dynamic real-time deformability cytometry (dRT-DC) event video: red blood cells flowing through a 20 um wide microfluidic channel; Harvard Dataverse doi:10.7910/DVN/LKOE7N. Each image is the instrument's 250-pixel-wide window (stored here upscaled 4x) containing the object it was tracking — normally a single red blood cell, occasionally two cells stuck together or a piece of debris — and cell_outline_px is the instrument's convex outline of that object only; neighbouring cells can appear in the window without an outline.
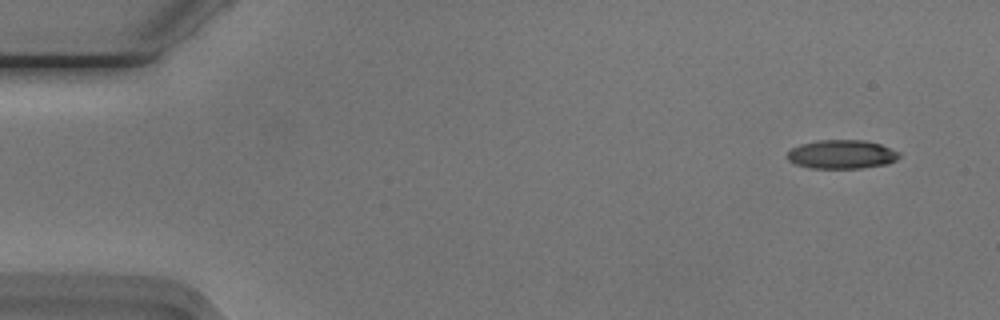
{"species": "Egyptian fruit bat (a non-hibernating species)", "species_latin": "Rousettus aegyptiacus", "temperature_condition": "cold", "stored_images_in_passage": 53, "camera_frame_rate_fps": 3000, "um_per_image_px": 0.085, "animal": {"sex": "male"}, "frame": {"image": 1, "passage_image": 3, "time_ms": 0.667, "image_size_px": [1000, 320], "cell_outline_px": [[900, 156], [896, 160], [888, 164], [860, 168], [808, 168], [796, 164], [788, 160], [784, 156], [792, 148], [800, 144], [820, 140], [864, 140], [880, 144], [900, 152]], "centroid_in_image_um": [71.53, 13.12], "position_along_channel_um": 13.5, "area_um2": 18.9}}
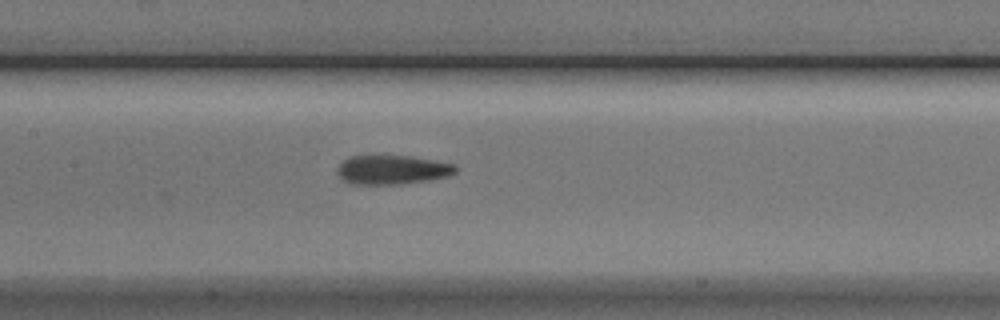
{"frame": {"image": 2, "passage_image": 25, "time_ms": 8.0, "image_size_px": [1000, 320], "cell_outline_px": [[456, 172], [448, 176], [428, 180], [400, 184], [348, 184], [336, 172], [336, 168], [344, 160], [352, 156], [408, 156], [456, 164]], "centroid_in_image_um": [33.32, 14.44], "position_along_channel_um": 174.1, "area_um2": 19.94}}
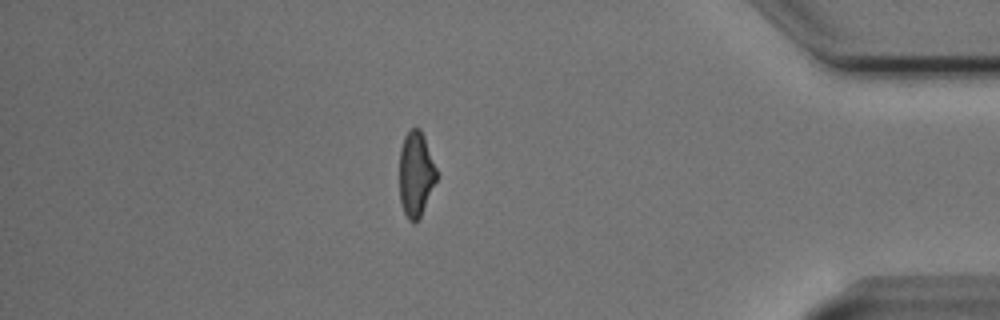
{"frame": {"image": 3, "passage_image": 46, "time_ms": 15.0, "image_size_px": [1000, 320], "cell_outline_px": [[436, 180], [420, 216], [412, 224], [408, 220], [404, 212], [400, 200], [400, 148], [404, 136], [412, 128], [420, 128], [424, 136], [436, 168]], "centroid_in_image_um": [35.33, 14.78], "position_along_channel_um": 399.9, "area_um2": 18.09}, "authors_computed_cell_mechanics": {"area_um2": 19.7098, "velocity_mm_per_s": 3.7774, "shape_relaxation_time_tau1_ms": 7.726, "shape_relaxation_time_tau2_ms": 2.6923, "deformation_change_tau1": 0.1919, "deformation_change_tau2": 0.1083}}